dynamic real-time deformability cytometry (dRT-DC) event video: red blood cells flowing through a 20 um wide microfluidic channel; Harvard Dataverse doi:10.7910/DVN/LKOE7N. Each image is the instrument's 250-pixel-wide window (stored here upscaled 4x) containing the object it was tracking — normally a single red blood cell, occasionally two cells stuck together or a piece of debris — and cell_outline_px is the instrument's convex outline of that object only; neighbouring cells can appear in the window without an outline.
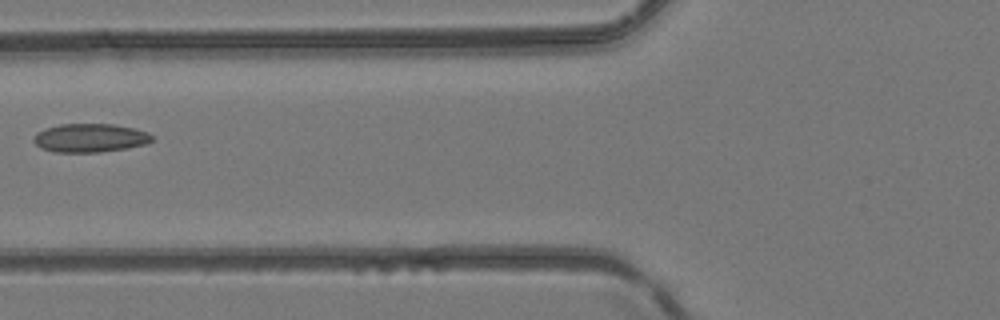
{"species": "common noctule bat (a hibernating species)", "species_latin": "Nyctalus noctula", "temperature_condition": "room temperature", "stored_images_in_passage": 5, "camera_frame_rate_fps": 3000, "um_per_image_px": 0.085, "animal": {"sex": "female", "body_mass_g": 24.6, "forearm_length_mm": 56.2}, "frame": {"image": 1, "passage_image": 5, "time_ms": 1.333, "image_size_px": [1000, 320], "cell_outline_px": [[152, 140], [144, 144], [124, 148], [100, 152], [56, 152], [40, 148], [32, 140], [36, 132], [60, 124], [112, 124], [132, 128], [148, 132], [152, 136]], "centroid_in_image_um": [7.61, 11.72], "position_along_channel_um": 118.2, "area_um2": 19.48}}